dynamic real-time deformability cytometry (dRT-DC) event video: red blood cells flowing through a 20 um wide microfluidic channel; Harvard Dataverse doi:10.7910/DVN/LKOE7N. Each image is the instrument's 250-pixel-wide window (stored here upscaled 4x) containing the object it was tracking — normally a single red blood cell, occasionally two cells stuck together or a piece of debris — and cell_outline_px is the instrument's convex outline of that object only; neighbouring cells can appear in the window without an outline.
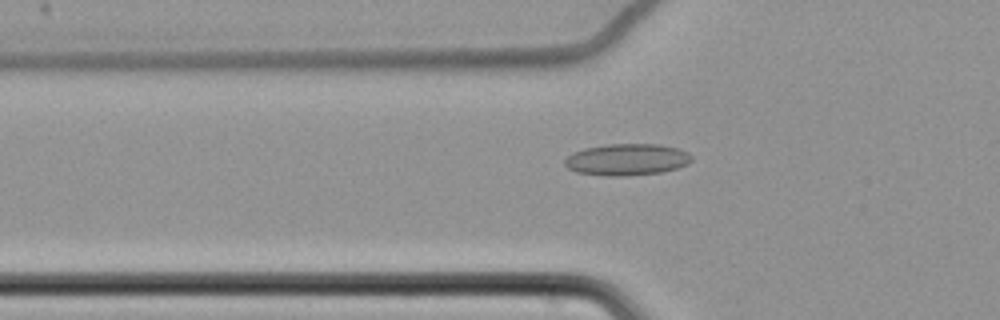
{"species": "common noctule bat (a hibernating species)", "species_latin": "Nyctalus noctula", "temperature_condition": "cold", "stored_images_in_passage": 54, "camera_frame_rate_fps": 3000, "um_per_image_px": 0.085, "animal": {"sex": "female", "body_mass_g": 22.7, "forearm_length_mm": 54.2}, "frame": {"image": 1, "passage_image": 15, "time_ms": 4.667, "image_size_px": [1000, 320], "cell_outline_px": [[692, 160], [688, 164], [676, 168], [660, 172], [624, 176], [604, 176], [576, 172], [568, 168], [564, 164], [564, 160], [572, 152], [584, 148], [608, 144], [660, 144], [676, 148], [688, 152], [692, 156]], "centroid_in_image_um": [53.26, 13.56], "position_along_channel_um": 72.5, "area_um2": 23.47}}
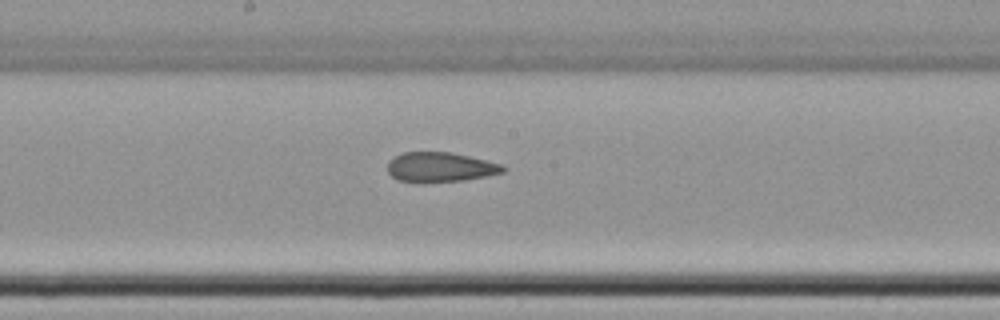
{"frame": {"image": 2, "passage_image": 27, "time_ms": 8.667, "image_size_px": [1000, 320], "cell_outline_px": [[508, 168], [504, 172], [464, 180], [396, 180], [388, 172], [388, 160], [404, 152], [452, 152], [504, 164]], "centroid_in_image_um": [37.48, 14.16], "position_along_channel_um": 210.7, "area_um2": 19.48}}
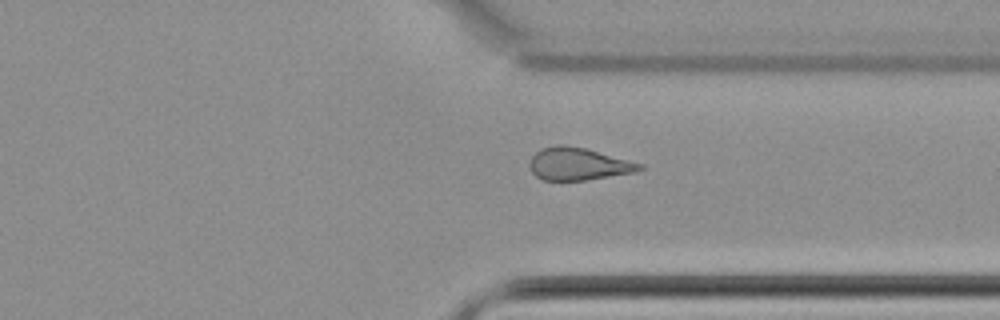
{"frame": {"image": 3, "passage_image": 40, "time_ms": 13.0, "image_size_px": [1000, 320], "cell_outline_px": [[644, 168], [636, 172], [584, 180], [544, 180], [536, 176], [532, 172], [528, 164], [532, 156], [540, 148], [556, 144], [564, 144], [588, 148], [644, 164]], "centroid_in_image_um": [49.16, 13.91], "position_along_channel_um": 362.2, "area_um2": 21.1}, "authors_computed_cell_mechanics": {"area_um2": 21.4149, "velocity_mm_per_s": 3.4831, "shape_relaxation_time_tau1_ms": null, "shape_relaxation_time_tau2_ms": 5.3368, "deformation_change_tau1": null, "deformation_change_tau2": 0.1108}}